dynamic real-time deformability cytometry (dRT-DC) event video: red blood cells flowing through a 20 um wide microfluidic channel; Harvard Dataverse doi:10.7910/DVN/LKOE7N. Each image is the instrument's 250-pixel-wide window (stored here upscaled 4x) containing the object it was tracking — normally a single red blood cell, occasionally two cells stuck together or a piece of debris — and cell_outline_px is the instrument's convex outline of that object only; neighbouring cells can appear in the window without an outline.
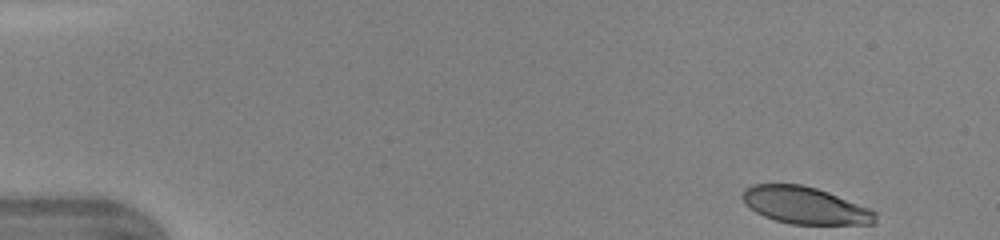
{"species": "human", "species_latin": "Homo sapiens", "temperature_condition": "warm", "stored_images_in_passage": 44, "camera_frame_rate_fps": 3000, "um_per_image_px": 0.085, "donor": {"sex": "female"}, "frame": {"image": 1, "passage_image": 1, "time_ms": 0.0, "image_size_px": [1000, 240], "cell_outline_px": [[876, 224], [792, 224], [776, 220], [764, 216], [756, 212], [744, 204], [740, 196], [744, 188], [752, 184], [800, 184], [816, 188], [828, 192], [868, 208], [876, 212]], "centroid_in_image_um": [68.38, 17.45], "position_along_channel_um": 16.6, "area_um2": 28.67}}
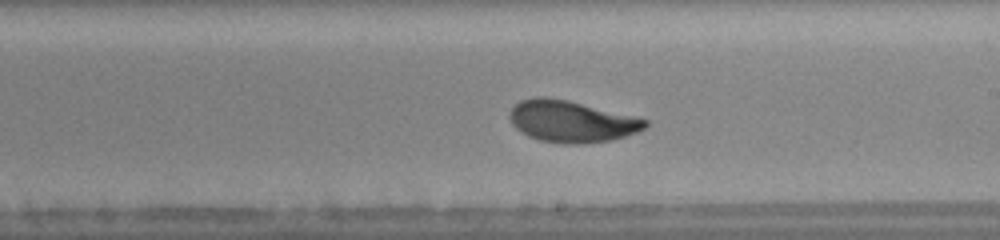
{"frame": {"image": 2, "passage_image": 25, "time_ms": 8.0, "image_size_px": [1000, 240], "cell_outline_px": [[648, 124], [644, 128], [636, 132], [624, 136], [608, 140], [584, 144], [568, 144], [540, 140], [528, 136], [520, 132], [512, 124], [508, 116], [512, 108], [520, 100], [536, 96], [544, 96], [568, 100], [648, 120]], "centroid_in_image_um": [48.52, 10.31], "position_along_channel_um": 240.5, "area_um2": 32.6}}
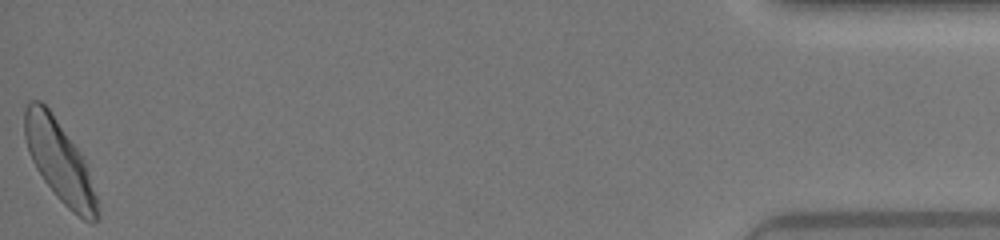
{"frame": {"image": 3, "passage_image": 44, "time_ms": 14.333, "image_size_px": [1000, 240], "cell_outline_px": [[100, 216], [92, 224], [84, 220], [72, 212], [56, 196], [44, 180], [36, 168], [28, 152], [24, 136], [24, 108], [28, 100], [40, 100], [48, 108], [80, 152], [84, 160], [96, 196]], "centroid_in_image_um": [5.03, 13.71], "position_along_channel_um": 430.2, "area_um2": 33.99}, "authors_computed_cell_mechanics": {"area_um2": 32.3391, "velocity_mm_per_s": 4.3376, "shape_relaxation_time_tau1_ms": 2.264, "shape_relaxation_time_tau2_ms": 0.8663, "deformation_change_tau1": 0.1497, "deformation_change_tau2": 0.0561}}